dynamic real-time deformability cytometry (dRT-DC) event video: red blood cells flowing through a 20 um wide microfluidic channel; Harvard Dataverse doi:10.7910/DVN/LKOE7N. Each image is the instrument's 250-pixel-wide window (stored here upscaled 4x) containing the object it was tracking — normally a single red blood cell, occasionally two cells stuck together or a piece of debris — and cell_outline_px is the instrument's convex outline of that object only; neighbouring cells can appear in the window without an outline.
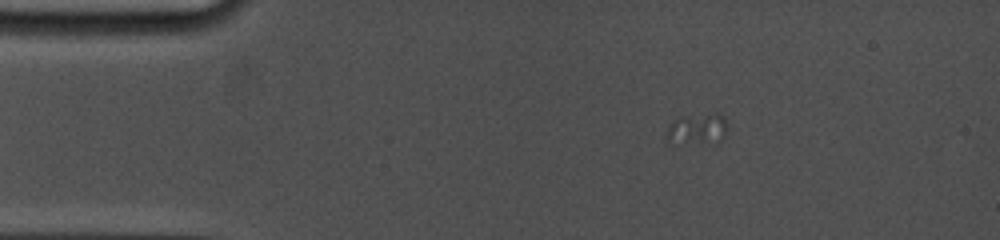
{"species": "common noctule bat (a hibernating species)", "species_latin": "Nyctalus noctula", "temperature_condition": "cold", "stored_images_in_passage": 10, "camera_frame_rate_fps": 5000, "um_per_image_px": 0.085, "animal": {"sex": "female", "body_mass_g": 19.0, "forearm_length_mm": 53.3}, "frame": {"image": 1, "passage_image": 5, "time_ms": 3.0, "image_size_px": [1000, 240], "cell_outline_px": [[728, 132], [720, 140], [664, 140], [664, 136], [668, 128], [676, 120], [684, 116], [716, 112], [724, 116], [728, 124]], "centroid_in_image_um": [59.36, 10.86], "position_along_channel_um": 25.6, "area_um2": 10.29}}